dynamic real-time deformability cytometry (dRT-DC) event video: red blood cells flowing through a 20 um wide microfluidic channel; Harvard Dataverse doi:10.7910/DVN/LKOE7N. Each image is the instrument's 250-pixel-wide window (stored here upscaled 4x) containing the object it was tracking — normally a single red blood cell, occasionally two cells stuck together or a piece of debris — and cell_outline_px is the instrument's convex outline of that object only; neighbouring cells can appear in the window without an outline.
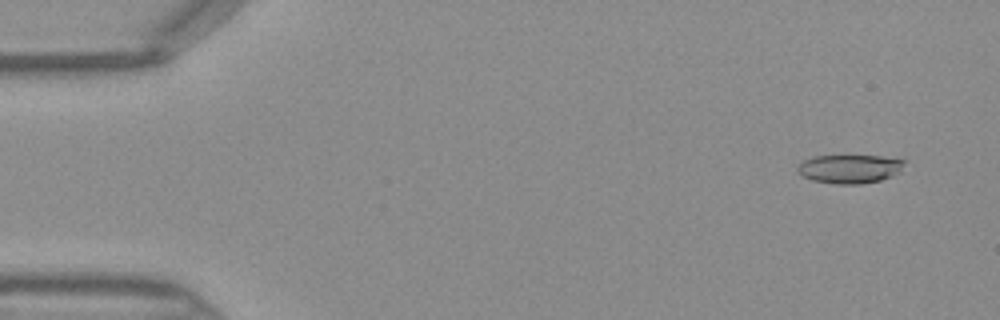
{"species": "Egyptian fruit bat (a non-hibernating species)", "species_latin": "Rousettus aegyptiacus", "temperature_condition": "warm", "stored_images_in_passage": 46, "camera_frame_rate_fps": 3000, "um_per_image_px": 0.085, "frame": {"image": 1, "passage_image": 3, "time_ms": 0.667, "image_size_px": [1000, 320], "cell_outline_px": [[908, 160], [900, 172], [892, 176], [880, 180], [860, 184], [836, 184], [812, 180], [804, 176], [796, 168], [804, 160], [812, 156], [880, 156]], "centroid_in_image_um": [72.27, 14.35], "position_along_channel_um": 12.7, "area_um2": 17.86}}
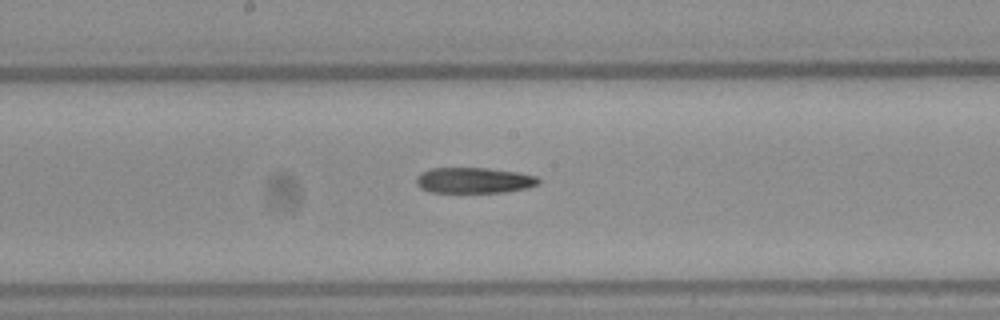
{"frame": {"image": 2, "passage_image": 24, "time_ms": 7.667, "image_size_px": [1000, 320], "cell_outline_px": [[540, 184], [528, 188], [504, 192], [428, 192], [420, 188], [416, 184], [416, 176], [432, 168], [488, 168], [516, 172], [536, 176], [540, 180]], "centroid_in_image_um": [40.29, 15.33], "position_along_channel_um": 207.9, "area_um2": 18.32}}
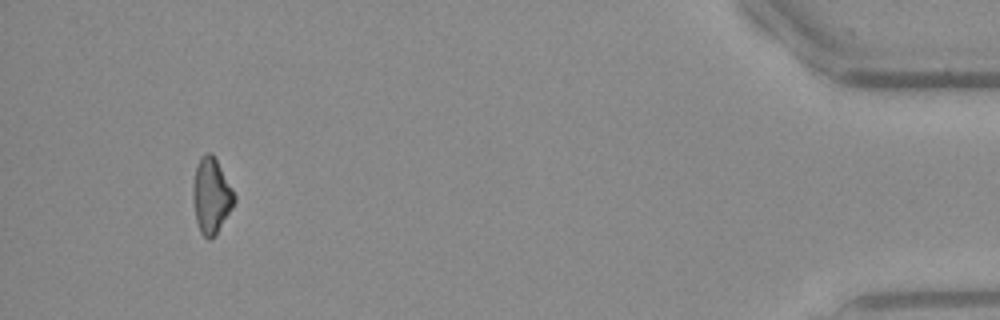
{"frame": {"image": 3, "passage_image": 43, "time_ms": 14.0, "image_size_px": [1000, 320], "cell_outline_px": [[236, 200], [232, 208], [216, 232], [208, 240], [200, 232], [196, 220], [192, 200], [192, 188], [196, 168], [200, 156], [204, 152], [212, 152], [232, 188], [236, 196]], "centroid_in_image_um": [17.94, 16.59], "position_along_channel_um": 417.3, "area_um2": 18.03}}